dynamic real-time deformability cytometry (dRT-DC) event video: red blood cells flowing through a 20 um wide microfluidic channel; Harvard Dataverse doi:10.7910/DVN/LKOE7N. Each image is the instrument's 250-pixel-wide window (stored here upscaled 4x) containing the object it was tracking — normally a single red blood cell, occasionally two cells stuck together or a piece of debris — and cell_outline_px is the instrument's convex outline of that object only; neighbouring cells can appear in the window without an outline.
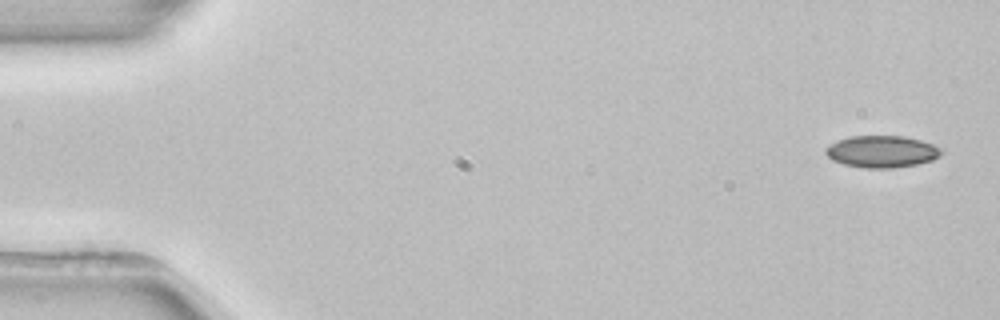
{"species": "common noctule bat (a hibernating species)", "species_latin": "Nyctalus noctula", "temperature_condition": "room temperature", "stored_images_in_passage": 4, "camera_frame_rate_fps": 3000, "um_per_image_px": 0.085, "animal": {"sex": "female", "body_mass_g": 22.7, "forearm_length_mm": 54.2}, "frame": {"image": 1, "passage_image": 1, "time_ms": 0.0, "image_size_px": [1000, 320], "cell_outline_px": [[940, 152], [932, 160], [916, 164], [892, 168], [864, 168], [844, 164], [832, 160], [824, 152], [824, 148], [836, 140], [852, 136], [900, 136], [920, 140], [932, 144], [940, 148]], "centroid_in_image_um": [74.87, 12.88], "position_along_channel_um": 10.1, "area_um2": 21.27}}
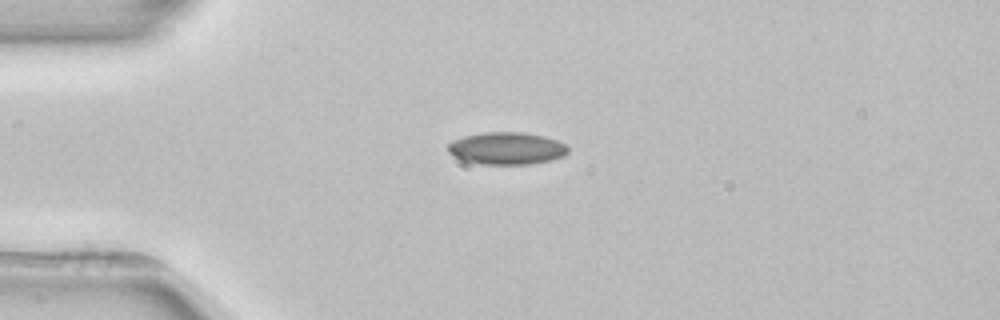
{"frame": {"image": 2, "passage_image": 3, "time_ms": 3.667, "image_size_px": [1000, 320], "cell_outline_px": [[568, 152], [564, 156], [548, 160], [528, 164], [484, 164], [464, 160], [452, 156], [448, 152], [448, 144], [452, 140], [464, 136], [484, 132], [524, 132], [544, 136], [556, 140], [564, 144], [568, 148]], "centroid_in_image_um": [43.04, 12.6], "position_along_channel_um": 42.0, "area_um2": 22.48}}